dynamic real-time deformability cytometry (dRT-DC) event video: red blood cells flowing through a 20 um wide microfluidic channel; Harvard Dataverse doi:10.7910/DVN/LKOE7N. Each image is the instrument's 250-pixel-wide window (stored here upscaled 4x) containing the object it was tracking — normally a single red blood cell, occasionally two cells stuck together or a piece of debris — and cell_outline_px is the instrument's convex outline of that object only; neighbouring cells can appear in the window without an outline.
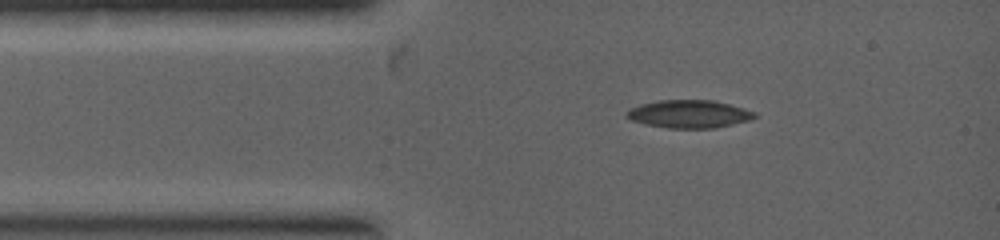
{"species": "common noctule bat (a hibernating species)", "species_latin": "Nyctalus noctula", "temperature_condition": "warm", "stored_images_in_passage": 23, "camera_frame_rate_fps": 5000, "um_per_image_px": 0.085, "animal": {"sex": "female", "body_mass_g": 19.0, "forearm_length_mm": 53.3}, "frame": {"image": 1, "passage_image": 3, "time_ms": 0.6, "image_size_px": [1000, 240], "cell_outline_px": [[756, 116], [752, 120], [716, 128], [668, 128], [644, 124], [632, 120], [624, 116], [624, 112], [628, 108], [640, 104], [660, 100], [716, 100], [744, 108], [756, 112]], "centroid_in_image_um": [58.56, 9.69], "position_along_channel_um": 26.4, "area_um2": 21.15}}
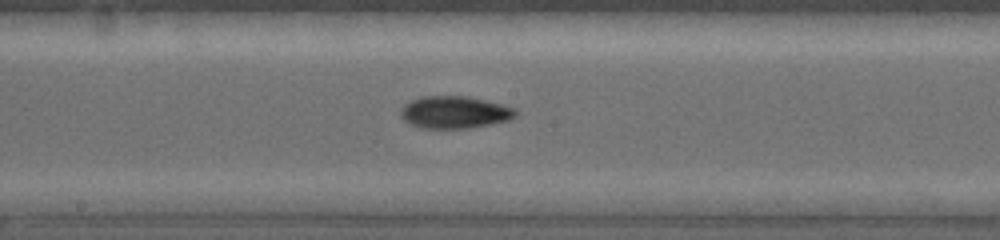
{"frame": {"image": 2, "passage_image": 12, "time_ms": 3.6, "image_size_px": [1000, 240], "cell_outline_px": [[520, 112], [516, 116], [508, 120], [492, 124], [468, 128], [420, 128], [404, 120], [400, 116], [400, 108], [404, 104], [412, 100], [424, 96], [468, 96], [516, 108]], "centroid_in_image_um": [38.65, 9.54], "position_along_channel_um": 209.5, "area_um2": 21.68}}
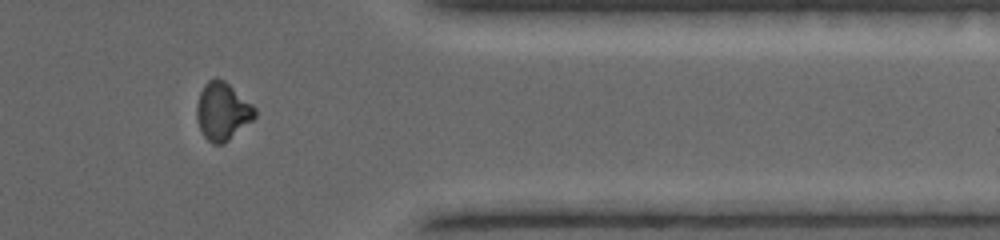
{"frame": {"image": 3, "passage_image": 21, "time_ms": 6.4, "image_size_px": [1000, 240], "cell_outline_px": [[256, 116], [252, 120], [228, 140], [220, 144], [212, 144], [204, 136], [200, 128], [196, 116], [196, 104], [200, 92], [204, 84], [208, 80], [216, 76], [224, 80], [252, 104], [256, 108]], "centroid_in_image_um": [18.89, 9.43], "position_along_channel_um": 392.5, "area_um2": 19.48}}